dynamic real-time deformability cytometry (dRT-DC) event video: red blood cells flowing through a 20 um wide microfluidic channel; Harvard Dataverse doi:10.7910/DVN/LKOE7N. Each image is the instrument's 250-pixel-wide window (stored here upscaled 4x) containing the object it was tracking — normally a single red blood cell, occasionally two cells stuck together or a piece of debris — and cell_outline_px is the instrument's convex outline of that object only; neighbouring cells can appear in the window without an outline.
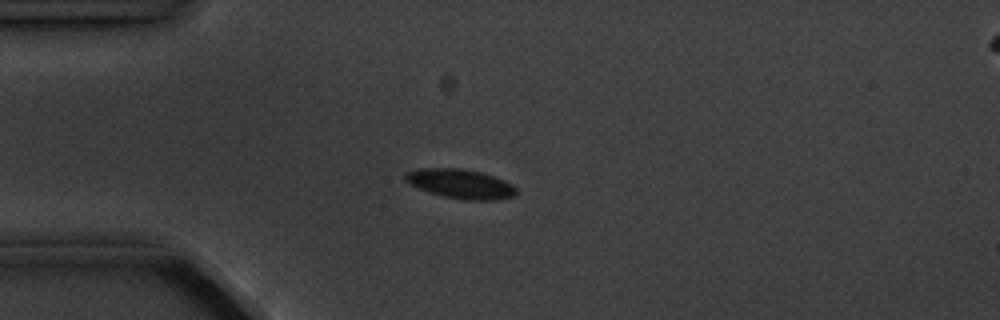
{"species": "common noctule bat (a hibernating species)", "species_latin": "Nyctalus noctula", "temperature_condition": "cold", "stored_images_in_passage": 5, "camera_frame_rate_fps": 3000, "um_per_image_px": 0.085, "animal": {"sex": "male", "body_mass_g": 20.1, "forearm_length_mm": 53.5}, "frame": {"image": 1, "passage_image": 4, "time_ms": 3.333, "image_size_px": [1000, 320], "cell_outline_px": [[516, 196], [496, 200], [464, 200], [440, 196], [416, 188], [408, 184], [404, 180], [404, 172], [420, 168], [460, 168], [480, 172], [492, 176], [516, 188]], "centroid_in_image_um": [39.04, 15.63], "position_along_channel_um": 46.0, "area_um2": 19.07}}